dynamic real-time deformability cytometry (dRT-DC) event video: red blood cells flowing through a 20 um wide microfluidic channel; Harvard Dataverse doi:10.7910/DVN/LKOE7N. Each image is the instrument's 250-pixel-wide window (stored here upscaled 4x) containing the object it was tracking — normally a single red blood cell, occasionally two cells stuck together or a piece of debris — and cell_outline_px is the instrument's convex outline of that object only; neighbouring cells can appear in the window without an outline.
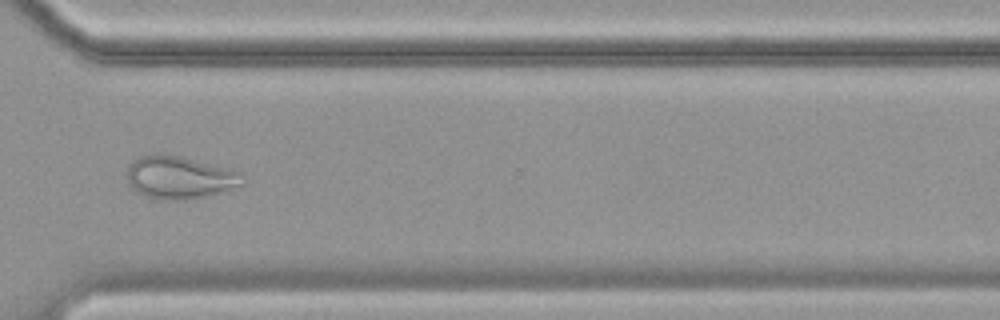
{"species": "common noctule bat (a hibernating species)", "species_latin": "Nyctalus noctula", "temperature_condition": "cold", "stored_images_in_passage": 58, "camera_frame_rate_fps": 3000, "um_per_image_px": 0.085, "animal": {"sex": "female", "body_mass_g": 19.9}, "frame": {"image": 1, "passage_image": 43, "time_ms": 14.0, "image_size_px": [1000, 320], "cell_outline_px": [[244, 184], [204, 196], [188, 200], [160, 200], [136, 192], [128, 184], [128, 164], [140, 156], [156, 152], [180, 156], [228, 168], [240, 172]], "centroid_in_image_um": [15.21, 15.07], "position_along_channel_um": 355.4, "area_um2": 28.67}}
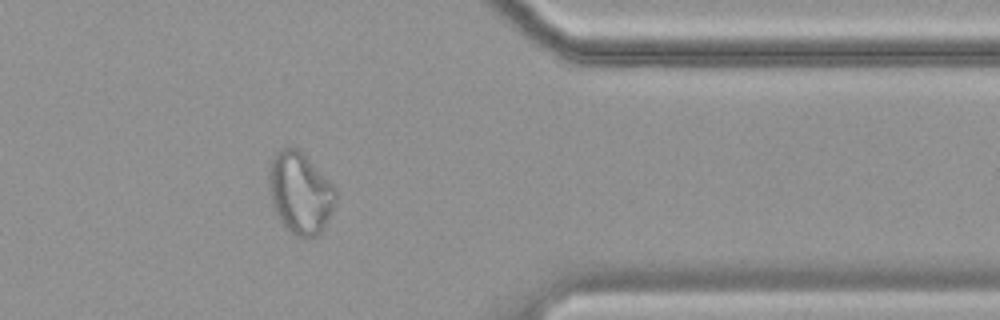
{"frame": {"image": 2, "passage_image": 47, "time_ms": 15.333, "image_size_px": [1000, 320], "cell_outline_px": [[336, 200], [332, 212], [324, 228], [316, 236], [304, 240], [292, 232], [280, 220], [272, 204], [268, 180], [268, 176], [272, 160], [284, 148], [300, 148], [336, 188]], "centroid_in_image_um": [25.55, 16.42], "position_along_channel_um": 385.9, "area_um2": 31.56}}
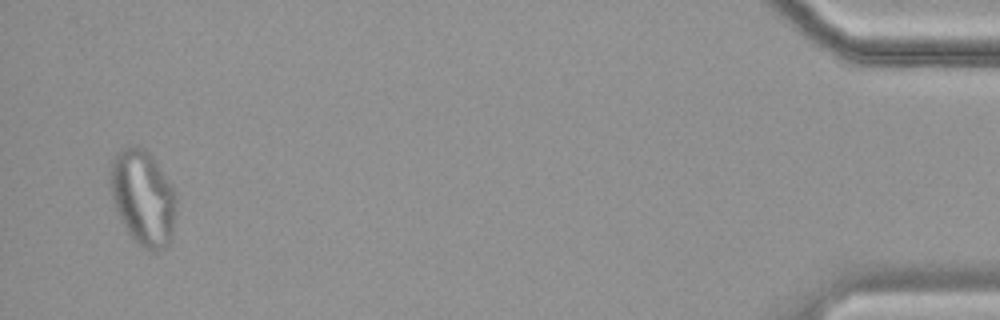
{"frame": {"image": 3, "passage_image": 56, "time_ms": 18.333, "image_size_px": [1000, 320], "cell_outline_px": [[176, 212], [172, 240], [164, 248], [156, 252], [152, 252], [144, 248], [128, 232], [116, 208], [112, 196], [108, 180], [112, 160], [116, 152], [120, 148], [140, 148], [148, 152], [152, 156], [172, 188], [176, 196]], "centroid_in_image_um": [12.16, 16.83], "position_along_channel_um": 423.0, "area_um2": 36.24}}